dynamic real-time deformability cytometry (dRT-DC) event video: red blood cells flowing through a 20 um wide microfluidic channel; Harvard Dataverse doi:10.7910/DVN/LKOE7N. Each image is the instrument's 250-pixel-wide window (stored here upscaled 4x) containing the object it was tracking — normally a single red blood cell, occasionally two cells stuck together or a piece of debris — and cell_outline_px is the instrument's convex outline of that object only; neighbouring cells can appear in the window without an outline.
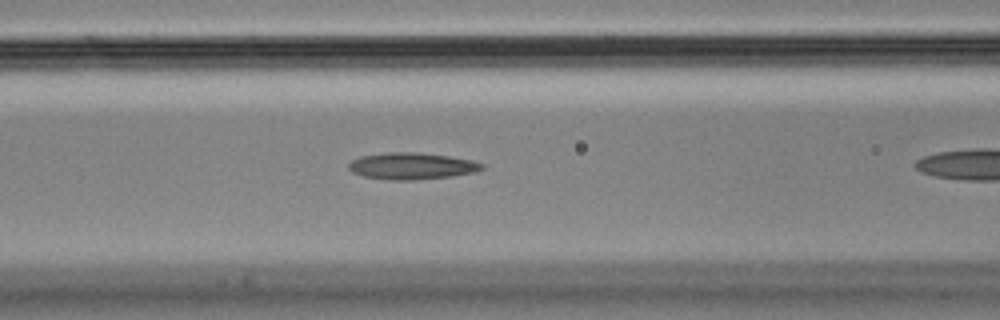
{"species": "Egyptian fruit bat (a non-hibernating species)", "species_latin": "Rousettus aegyptiacus", "temperature_condition": "cold", "stored_images_in_passage": 11, "camera_frame_rate_fps": 3000, "um_per_image_px": 0.085, "animal": {"sex": "male"}, "frame": {"image": 1, "passage_image": 10, "time_ms": 3.0, "image_size_px": [1000, 320], "cell_outline_px": [[484, 168], [476, 172], [452, 176], [412, 180], [392, 180], [364, 176], [352, 172], [348, 168], [348, 164], [352, 160], [360, 156], [388, 152], [416, 152], [448, 156], [472, 160], [484, 164]], "centroid_in_image_um": [35.0, 14.11], "position_along_channel_um": 131.6, "area_um2": 20.69}}